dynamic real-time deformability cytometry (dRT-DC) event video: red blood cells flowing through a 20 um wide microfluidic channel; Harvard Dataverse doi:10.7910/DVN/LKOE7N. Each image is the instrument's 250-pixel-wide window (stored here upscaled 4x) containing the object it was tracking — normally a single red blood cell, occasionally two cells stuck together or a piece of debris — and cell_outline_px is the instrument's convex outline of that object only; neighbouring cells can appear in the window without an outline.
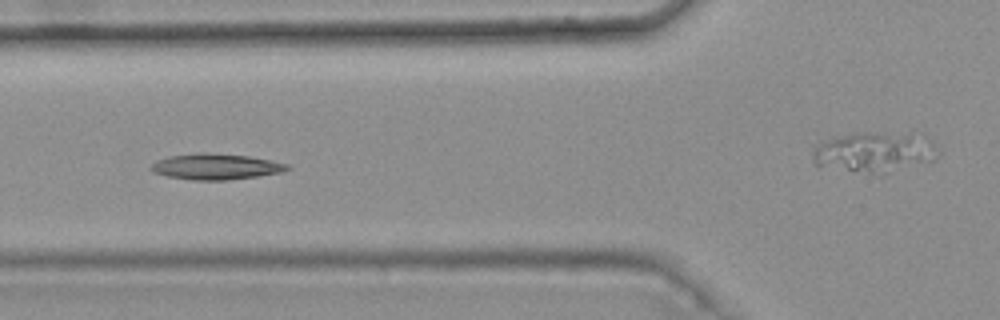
{"species": "common noctule bat (a hibernating species)", "species_latin": "Nyctalus noctula", "temperature_condition": "warm", "stored_images_in_passage": 9, "camera_frame_rate_fps": 3000, "um_per_image_px": 0.085, "animal": {"sex": "female", "body_mass_g": 25.1}, "frame": {"image": 1, "passage_image": 3, "time_ms": 0.667, "image_size_px": [1000, 320], "cell_outline_px": [[292, 168], [280, 172], [256, 176], [224, 180], [192, 180], [168, 176], [152, 172], [148, 168], [156, 160], [168, 156], [200, 152], [204, 152], [248, 156], [288, 164]], "centroid_in_image_um": [18.28, 14.15], "position_along_channel_um": 107.5, "area_um2": 20.4}}
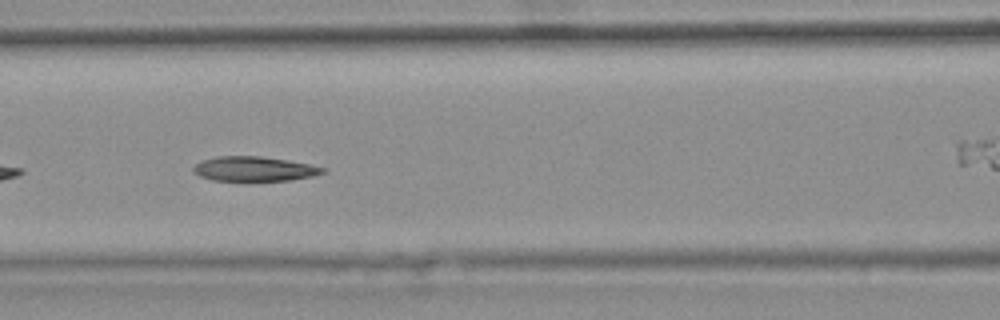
{"frame": {"image": 2, "passage_image": 4, "time_ms": 1.0, "image_size_px": [1000, 320], "cell_outline_px": [[324, 172], [312, 176], [292, 180], [212, 180], [200, 176], [192, 172], [192, 168], [196, 164], [204, 160], [216, 156], [260, 156], [288, 160], [308, 164], [324, 168]], "centroid_in_image_um": [21.57, 14.35], "position_along_channel_um": 145.0, "area_um2": 18.32}}